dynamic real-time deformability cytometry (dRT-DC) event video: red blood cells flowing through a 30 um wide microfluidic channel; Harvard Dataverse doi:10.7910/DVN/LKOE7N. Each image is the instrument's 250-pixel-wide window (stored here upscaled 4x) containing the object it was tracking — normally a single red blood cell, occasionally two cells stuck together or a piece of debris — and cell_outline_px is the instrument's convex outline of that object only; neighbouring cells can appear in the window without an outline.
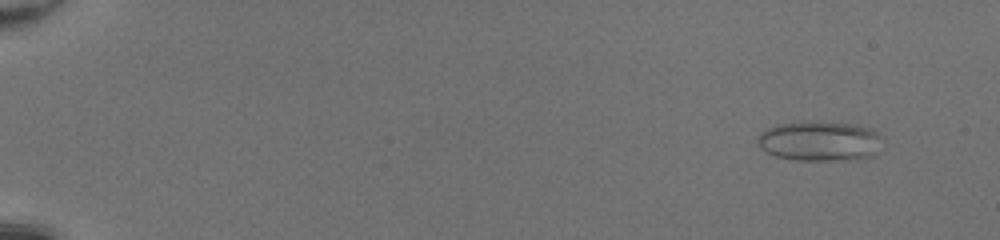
{"species": "common noctule bat (a hibernating species)", "species_latin": "Nyctalus noctula", "temperature_condition": "room temperature", "stored_images_in_passage": 51, "camera_frame_rate_fps": 3000, "um_per_image_px": 0.085, "animal": {"sex": "female", "body_mass_g": 20.0, "forearm_length_mm": 54.0}, "frame": {"image": 1, "passage_image": 5, "time_ms": 1.333, "image_size_px": [1000, 240], "cell_outline_px": [[884, 140], [876, 156], [860, 160], [796, 160], [776, 156], [760, 148], [756, 144], [756, 140], [760, 132], [776, 124], [812, 120], [820, 120], [856, 124], [872, 128], [884, 136]], "centroid_in_image_um": [69.76, 11.98], "position_along_channel_um": 15.2, "area_um2": 30.29}}
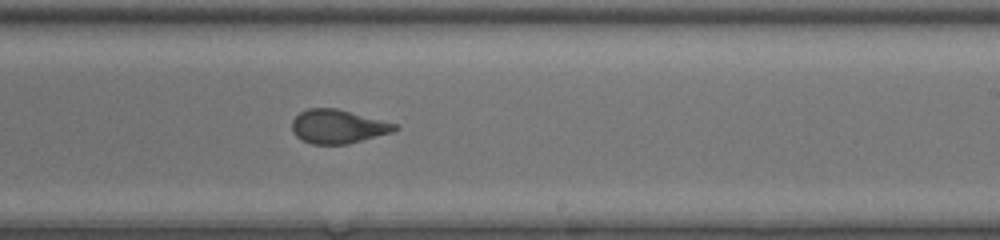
{"frame": {"image": 2, "passage_image": 34, "time_ms": 11.0, "image_size_px": [1000, 240], "cell_outline_px": [[400, 128], [392, 132], [348, 144], [312, 144], [296, 136], [292, 132], [292, 120], [300, 112], [308, 108], [336, 108], [396, 124]], "centroid_in_image_um": [28.7, 10.75], "position_along_channel_um": 260.3, "area_um2": 20.06}}
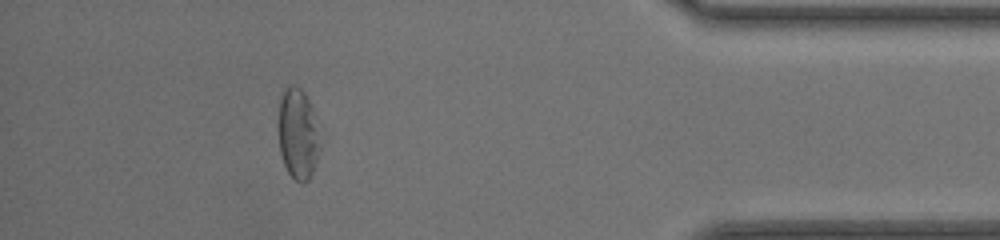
{"frame": {"image": 3, "passage_image": 47, "time_ms": 15.333, "image_size_px": [1000, 240], "cell_outline_px": [[316, 160], [312, 172], [308, 180], [304, 184], [300, 184], [288, 172], [284, 164], [280, 152], [276, 124], [280, 96], [284, 88], [288, 84], [296, 84], [304, 92], [312, 108], [316, 132]], "centroid_in_image_um": [25.21, 11.32], "position_along_channel_um": 410.0, "area_um2": 21.79}, "authors_computed_cell_mechanics": {"area_um2": 22.7732, "velocity_mm_per_s": 4.2785, "shape_relaxation_time_tau1_ms": 10.8374, "shape_relaxation_time_tau2_ms": 0.764, "deformation_change_tau1": 0.2149, "deformation_change_tau2": 0.0754}}